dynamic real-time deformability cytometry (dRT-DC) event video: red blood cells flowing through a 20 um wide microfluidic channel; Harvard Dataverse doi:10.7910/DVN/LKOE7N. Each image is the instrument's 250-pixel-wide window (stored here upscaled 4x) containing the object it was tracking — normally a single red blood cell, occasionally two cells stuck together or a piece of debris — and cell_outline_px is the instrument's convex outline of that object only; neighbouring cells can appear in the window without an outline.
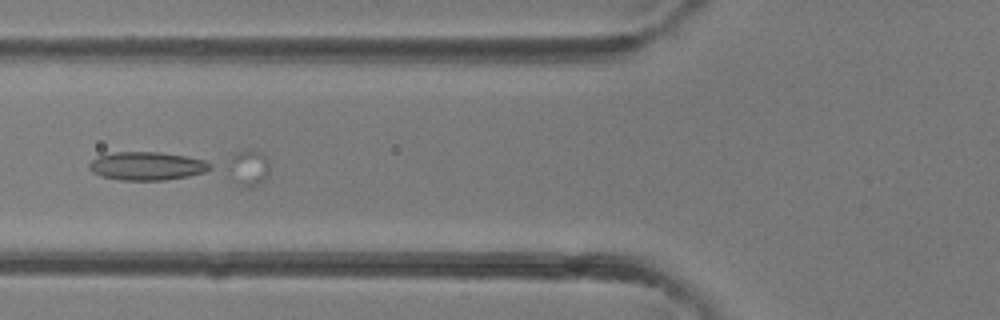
{"species": "common noctule bat (a hibernating species)", "species_latin": "Nyctalus noctula", "temperature_condition": "room temperature", "stored_images_in_passage": 26, "segment_of_instrument_passage": [2, 2], "camera_frame_rate_fps": 3000, "um_per_image_px": 0.085, "animal": {"sex": "female"}, "frame": {"image": 1, "passage_image": 16, "time_ms": 5.0, "image_size_px": [1000, 320], "cell_outline_px": [[212, 168], [204, 172], [188, 176], [164, 180], [120, 180], [100, 176], [92, 172], [88, 168], [88, 164], [96, 156], [116, 152], [160, 152], [188, 156], [204, 160], [212, 164]], "centroid_in_image_um": [12.48, 14.11], "position_along_channel_um": 113.3, "area_um2": 20.11}}
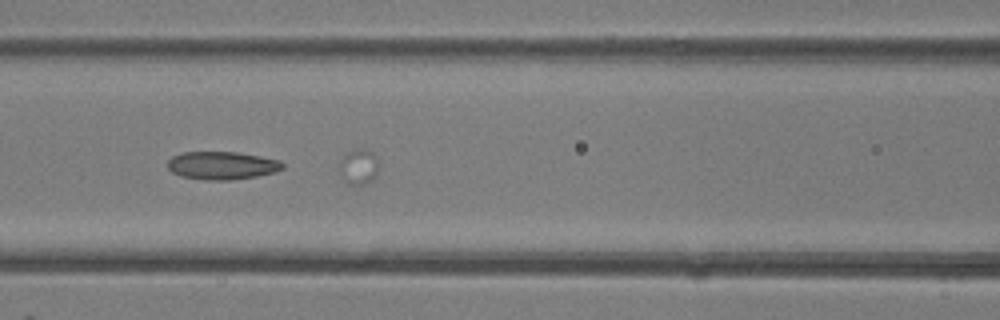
{"frame": {"image": 2, "passage_image": 18, "time_ms": 5.667, "image_size_px": [1000, 320], "cell_outline_px": [[284, 168], [276, 172], [256, 176], [232, 180], [204, 180], [180, 176], [172, 172], [168, 168], [168, 160], [172, 156], [184, 152], [236, 152], [260, 156], [280, 160], [284, 164]], "centroid_in_image_um": [18.88, 14.07], "position_along_channel_um": 147.7, "area_um2": 18.84}}